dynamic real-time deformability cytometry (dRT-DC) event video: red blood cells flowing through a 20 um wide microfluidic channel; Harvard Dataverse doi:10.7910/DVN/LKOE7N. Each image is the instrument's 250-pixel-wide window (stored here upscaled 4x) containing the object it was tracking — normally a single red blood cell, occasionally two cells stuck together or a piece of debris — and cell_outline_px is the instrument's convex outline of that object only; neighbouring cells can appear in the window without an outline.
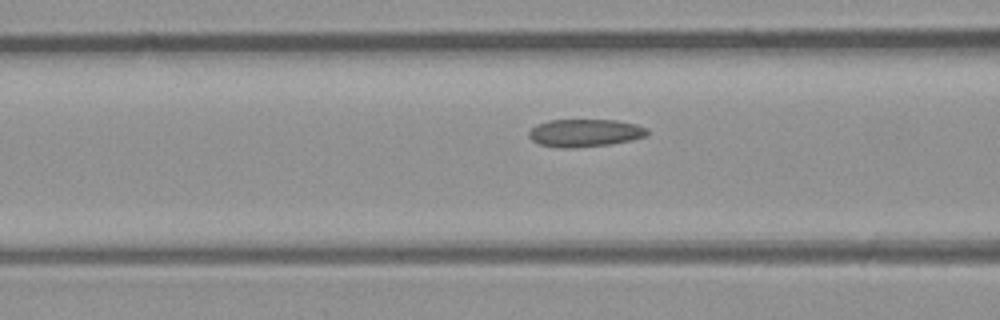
{"species": "common noctule bat (a hibernating species)", "species_latin": "Nyctalus noctula", "temperature_condition": "room temperature", "stored_images_in_passage": 13, "camera_frame_rate_fps": 3000, "um_per_image_px": 0.085, "animal": {"sex": "male", "body_mass_g": 23.1, "forearm_length_mm": 52.7}, "frame": {"image": 1, "passage_image": 11, "time_ms": 3.333, "image_size_px": [1000, 320], "cell_outline_px": [[648, 136], [632, 140], [608, 144], [576, 148], [560, 148], [536, 144], [528, 136], [528, 132], [536, 124], [548, 120], [616, 120], [636, 124], [648, 128]], "centroid_in_image_um": [49.7, 11.3], "position_along_channel_um": 116.9, "area_um2": 19.36}}